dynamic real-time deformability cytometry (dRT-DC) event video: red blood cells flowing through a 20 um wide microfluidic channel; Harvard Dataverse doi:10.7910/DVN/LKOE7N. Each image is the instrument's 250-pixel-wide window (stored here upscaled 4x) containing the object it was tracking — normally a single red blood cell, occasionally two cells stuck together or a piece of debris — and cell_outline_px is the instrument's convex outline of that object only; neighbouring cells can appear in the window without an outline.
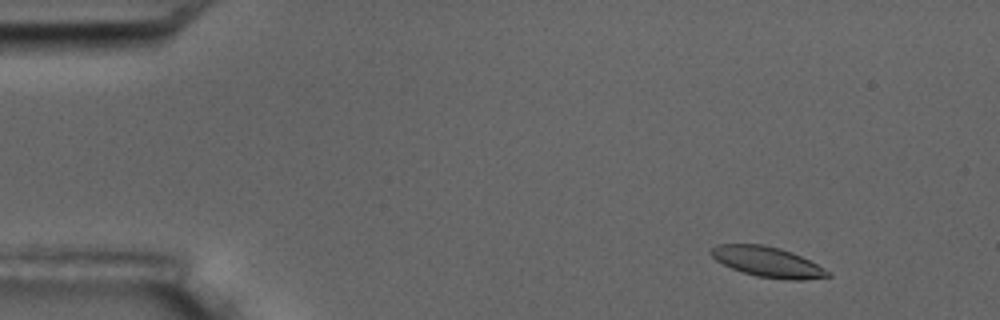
{"species": "common noctule bat (a hibernating species)", "species_latin": "Nyctalus noctula", "temperature_condition": "room temperature", "stored_images_in_passage": 4, "camera_frame_rate_fps": 3000, "um_per_image_px": 0.085, "animal": {"sex": "male", "body_mass_g": 17.5, "forearm_length_mm": 52.3}, "frame": {"image": 1, "passage_image": 1, "time_ms": 0.0, "image_size_px": [1000, 320], "cell_outline_px": [[832, 276], [804, 280], [788, 280], [756, 276], [732, 268], [716, 260], [708, 252], [716, 244], [764, 244], [780, 248], [792, 252], [816, 264], [828, 272]], "centroid_in_image_um": [65.21, 22.25], "position_along_channel_um": 19.8, "area_um2": 20.4}}
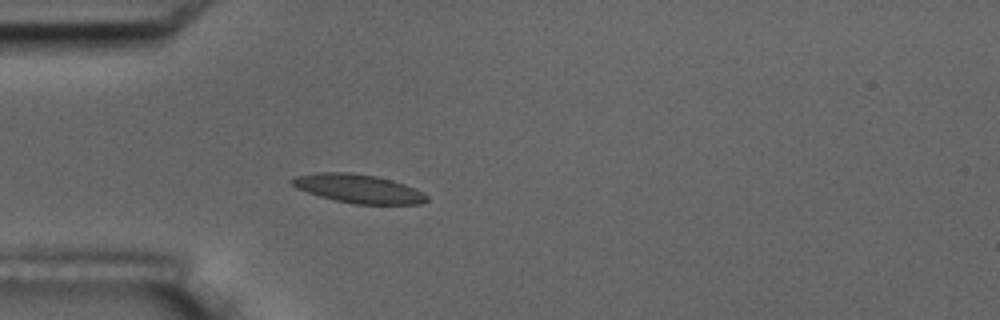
{"frame": {"image": 2, "passage_image": 4, "time_ms": 3.333, "image_size_px": [1000, 320], "cell_outline_px": [[428, 200], [420, 204], [352, 204], [320, 196], [296, 188], [288, 180], [296, 176], [316, 172], [352, 172], [376, 176], [392, 180], [404, 184], [424, 192], [428, 196]], "centroid_in_image_um": [30.46, 16.03], "position_along_channel_um": 54.5, "area_um2": 22.6}}